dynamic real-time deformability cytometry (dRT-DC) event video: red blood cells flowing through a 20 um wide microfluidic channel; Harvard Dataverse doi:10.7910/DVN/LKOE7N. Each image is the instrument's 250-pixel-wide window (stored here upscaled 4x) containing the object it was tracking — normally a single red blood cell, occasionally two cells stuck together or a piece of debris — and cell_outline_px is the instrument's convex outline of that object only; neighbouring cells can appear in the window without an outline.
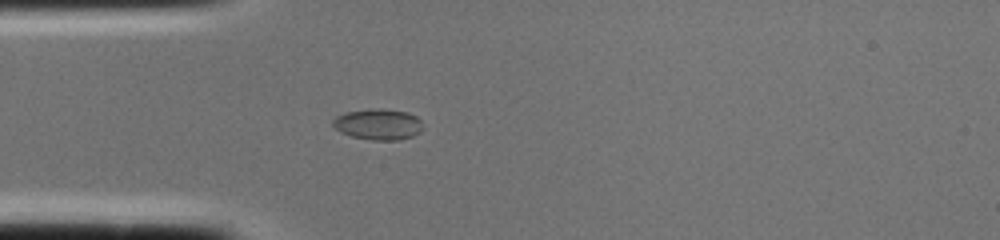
{"species": "common noctule bat (a hibernating species)", "species_latin": "Nyctalus noctula", "temperature_condition": "cold", "stored_images_in_passage": 2, "camera_frame_rate_fps": 3000, "um_per_image_px": 0.085, "animal": {"sex": "female", "body_mass_g": 22.0, "forearm_length_mm": 56.7}, "frame": {"image": 1, "passage_image": 2, "time_ms": 0.333, "image_size_px": [1000, 240], "cell_outline_px": [[420, 132], [412, 136], [396, 140], [372, 140], [352, 136], [340, 132], [332, 124], [332, 120], [336, 116], [344, 112], [376, 108], [408, 112], [416, 116], [420, 120]], "centroid_in_image_um": [32.11, 10.56], "position_along_channel_um": 52.9, "area_um2": 16.07}}